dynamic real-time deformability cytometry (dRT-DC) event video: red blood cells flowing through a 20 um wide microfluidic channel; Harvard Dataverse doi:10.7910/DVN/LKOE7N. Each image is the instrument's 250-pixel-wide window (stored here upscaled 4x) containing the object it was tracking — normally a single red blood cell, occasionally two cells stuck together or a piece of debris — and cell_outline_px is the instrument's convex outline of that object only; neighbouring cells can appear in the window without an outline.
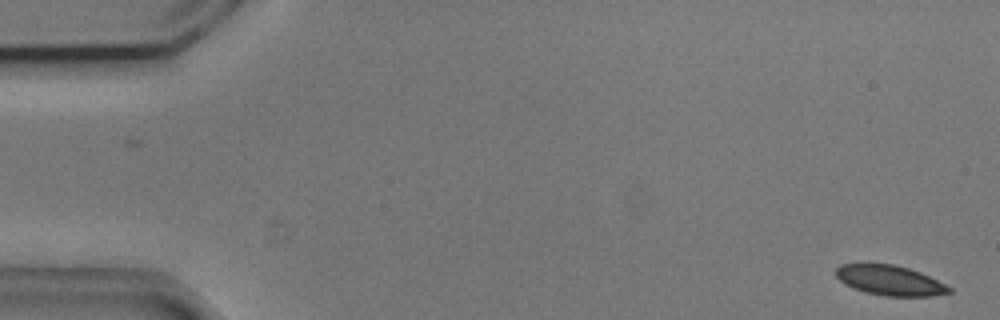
{"species": "common noctule bat (a hibernating species)", "species_latin": "Nyctalus noctula", "temperature_condition": "cold", "stored_images_in_passage": 54, "camera_frame_rate_fps": 3000, "um_per_image_px": 0.085, "animal": {"sex": "male", "body_mass_g": 20.5, "forearm_length_mm": 52.5}, "frame": {"image": 1, "passage_image": 1, "time_ms": 0.0, "image_size_px": [1000, 320], "cell_outline_px": [[952, 292], [932, 296], [884, 296], [852, 288], [844, 284], [836, 276], [836, 268], [840, 264], [892, 264], [908, 268], [920, 272], [952, 288]], "centroid_in_image_um": [75.63, 23.83], "position_along_channel_um": 9.4, "area_um2": 19.59}}
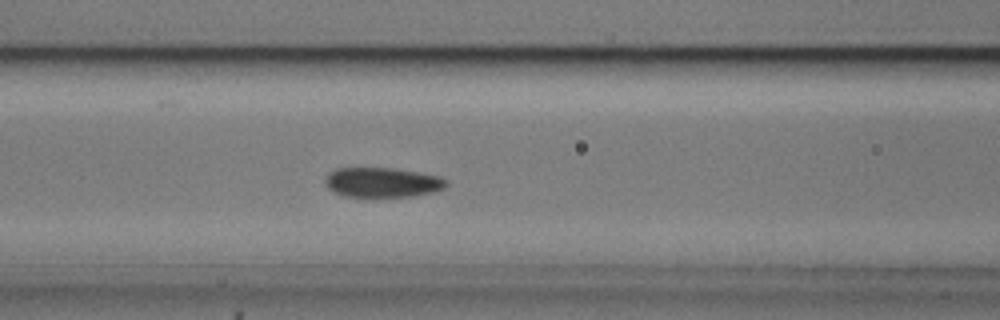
{"frame": {"image": 2, "passage_image": 22, "time_ms": 7.0, "image_size_px": [1000, 320], "cell_outline_px": [[448, 184], [444, 188], [432, 192], [412, 196], [372, 200], [344, 196], [328, 188], [324, 180], [328, 172], [336, 168], [392, 168], [440, 176], [448, 180]], "centroid_in_image_um": [32.47, 15.55], "position_along_channel_um": 134.1, "area_um2": 21.85}}
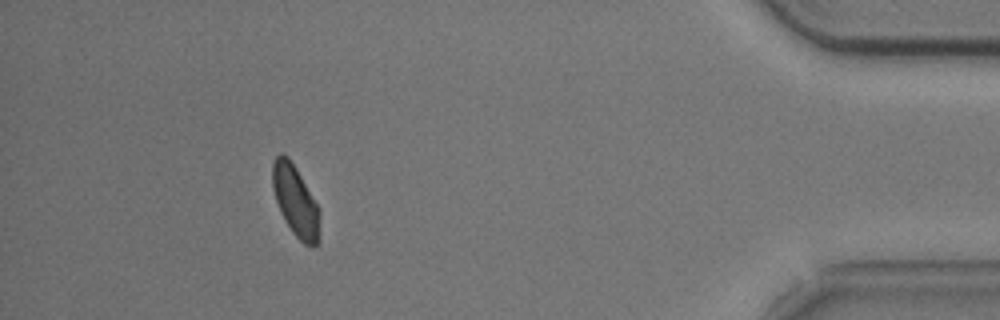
{"frame": {"image": 3, "passage_image": 49, "time_ms": 16.0, "image_size_px": [1000, 320], "cell_outline_px": [[320, 212], [316, 248], [304, 244], [292, 232], [284, 220], [280, 212], [272, 188], [272, 164], [276, 156], [280, 152], [284, 152], [288, 156], [296, 168], [316, 204]], "centroid_in_image_um": [25.07, 17.05], "position_along_channel_um": 410.1, "area_um2": 19.31}, "authors_computed_cell_mechanics": {"area_um2": 20.8369, "velocity_mm_per_s": 3.6861, "shape_relaxation_time_tau1_ms": 3.445, "shape_relaxation_time_tau2_ms": 1.8155, "deformation_change_tau1": 0.0764, "deformation_change_tau2": 0.0783}}